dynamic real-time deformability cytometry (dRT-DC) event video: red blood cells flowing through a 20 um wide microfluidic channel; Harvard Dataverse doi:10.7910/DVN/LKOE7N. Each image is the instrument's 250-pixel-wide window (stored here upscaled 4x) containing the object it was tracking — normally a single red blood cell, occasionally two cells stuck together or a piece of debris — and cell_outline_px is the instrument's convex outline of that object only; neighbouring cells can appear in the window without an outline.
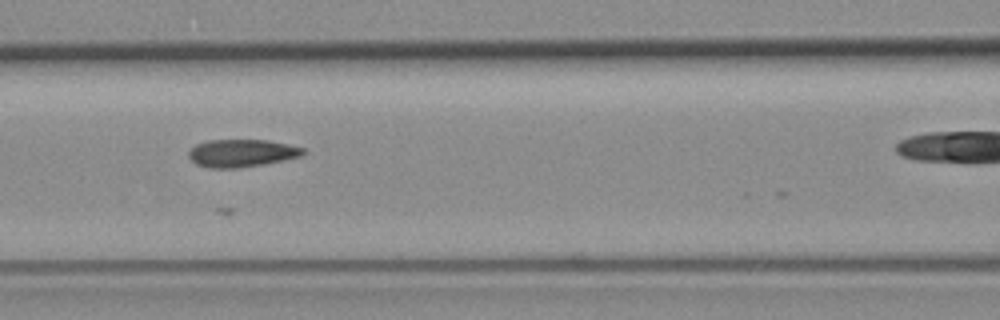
{"species": "common noctule bat (a hibernating species)", "species_latin": "Nyctalus noctula", "temperature_condition": "room temperature", "stored_images_in_passage": 4, "camera_frame_rate_fps": 3000, "um_per_image_px": 0.085, "animal": {"sex": "female", "body_mass_g": 19.3, "forearm_length_mm": 54.1}, "frame": {"image": 1, "passage_image": 3, "time_ms": 2.333, "image_size_px": [1000, 320], "cell_outline_px": [[304, 152], [300, 156], [284, 160], [264, 164], [240, 168], [208, 168], [196, 164], [188, 156], [188, 152], [196, 144], [208, 140], [268, 140], [288, 144], [304, 148]], "centroid_in_image_um": [20.52, 13.02], "position_along_channel_um": 146.1, "area_um2": 18.44}}